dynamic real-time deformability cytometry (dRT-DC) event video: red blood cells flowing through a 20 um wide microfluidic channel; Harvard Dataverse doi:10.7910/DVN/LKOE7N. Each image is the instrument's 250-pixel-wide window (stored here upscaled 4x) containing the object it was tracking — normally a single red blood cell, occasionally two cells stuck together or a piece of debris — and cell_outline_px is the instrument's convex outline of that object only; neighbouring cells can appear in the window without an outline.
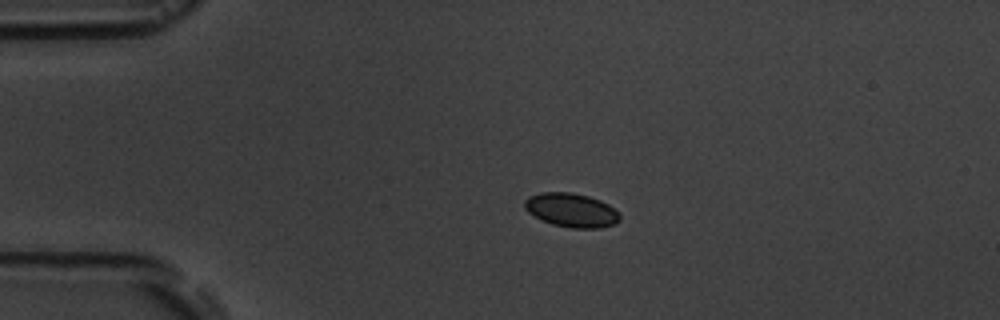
{"species": "common noctule bat (a hibernating species)", "species_latin": "Nyctalus noctula", "temperature_condition": "room temperature", "stored_images_in_passage": 4, "camera_frame_rate_fps": 3000, "um_per_image_px": 0.085, "animal": {"sex": "male", "body_mass_g": 19.5, "forearm_length_mm": 54.6}, "frame": {"image": 1, "passage_image": 3, "time_ms": 2.333, "image_size_px": [1000, 320], "cell_outline_px": [[620, 220], [616, 224], [600, 228], [572, 228], [552, 224], [528, 212], [524, 208], [524, 200], [528, 196], [540, 192], [572, 192], [588, 196], [600, 200], [608, 204], [620, 212]], "centroid_in_image_um": [48.59, 17.85], "position_along_channel_um": 36.4, "area_um2": 18.96}}